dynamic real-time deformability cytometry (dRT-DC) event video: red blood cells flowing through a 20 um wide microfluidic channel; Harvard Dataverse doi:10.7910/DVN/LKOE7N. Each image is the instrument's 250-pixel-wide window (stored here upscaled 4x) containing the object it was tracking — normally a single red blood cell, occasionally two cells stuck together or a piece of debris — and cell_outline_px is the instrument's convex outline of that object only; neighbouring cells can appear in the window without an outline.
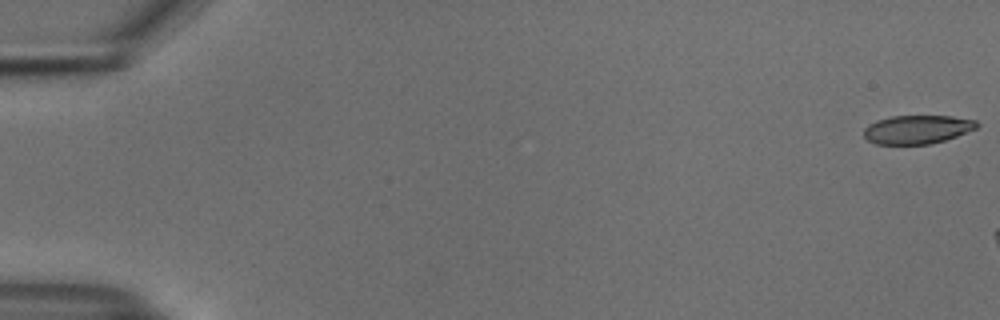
{"species": "common noctule bat (a hibernating species)", "species_latin": "Nyctalus noctula", "temperature_condition": "cold", "stored_images_in_passage": 12, "camera_frame_rate_fps": 3000, "um_per_image_px": 0.085, "animal": {"sex": "male", "body_mass_g": 18.8}, "frame": {"image": 1, "passage_image": 1, "time_ms": 0.0, "image_size_px": [1000, 320], "cell_outline_px": [[980, 124], [976, 128], [956, 136], [944, 140], [928, 144], [876, 144], [868, 140], [864, 136], [864, 128], [868, 124], [876, 120], [892, 116], [952, 116], [976, 120]], "centroid_in_image_um": [77.95, 10.99], "position_along_channel_um": 7.1, "area_um2": 18.79}}